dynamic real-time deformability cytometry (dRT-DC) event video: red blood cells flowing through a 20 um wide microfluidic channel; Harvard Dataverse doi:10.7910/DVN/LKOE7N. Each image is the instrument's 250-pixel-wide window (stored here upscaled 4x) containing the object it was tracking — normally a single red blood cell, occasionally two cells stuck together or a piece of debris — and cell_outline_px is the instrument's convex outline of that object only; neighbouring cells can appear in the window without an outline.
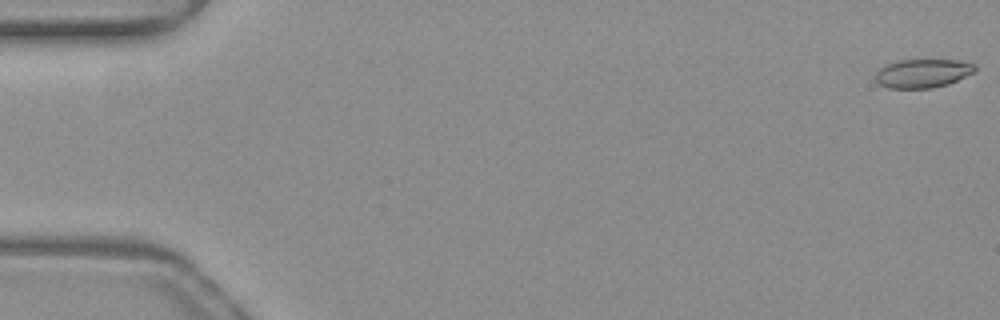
{"species": "common noctule bat (a hibernating species)", "species_latin": "Nyctalus noctula", "temperature_condition": "warm", "stored_images_in_passage": 16, "camera_frame_rate_fps": 3000, "um_per_image_px": 0.085, "animal": {"sex": "female", "body_mass_g": 19.3, "forearm_length_mm": 54.1}, "frame": {"image": 1, "passage_image": 1, "time_ms": 0.0, "image_size_px": [1000, 320], "cell_outline_px": [[976, 72], [948, 84], [932, 88], [888, 88], [880, 84], [876, 80], [876, 72], [880, 68], [896, 60], [960, 60], [976, 64]], "centroid_in_image_um": [78.47, 6.23], "position_along_channel_um": 6.5, "area_um2": 16.7}}
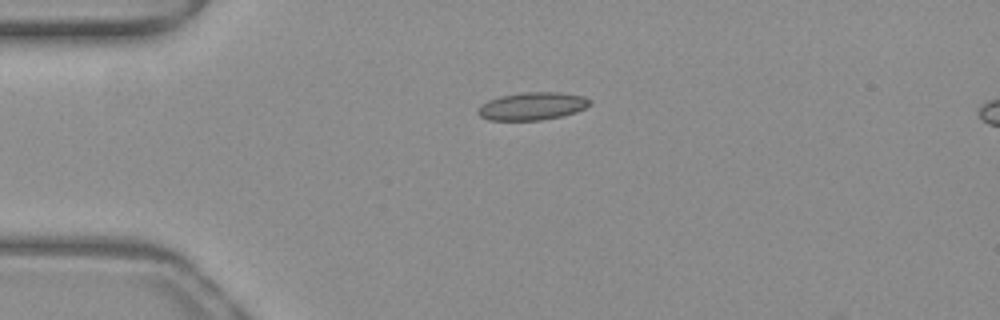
{"frame": {"image": 2, "passage_image": 13, "time_ms": 4.0, "image_size_px": [1000, 320], "cell_outline_px": [[592, 104], [576, 112], [560, 116], [540, 120], [488, 120], [480, 116], [476, 112], [480, 104], [488, 100], [500, 96], [524, 92], [560, 92], [584, 96], [592, 100]], "centroid_in_image_um": [45.24, 9.01], "position_along_channel_um": 39.8, "area_um2": 18.21}}